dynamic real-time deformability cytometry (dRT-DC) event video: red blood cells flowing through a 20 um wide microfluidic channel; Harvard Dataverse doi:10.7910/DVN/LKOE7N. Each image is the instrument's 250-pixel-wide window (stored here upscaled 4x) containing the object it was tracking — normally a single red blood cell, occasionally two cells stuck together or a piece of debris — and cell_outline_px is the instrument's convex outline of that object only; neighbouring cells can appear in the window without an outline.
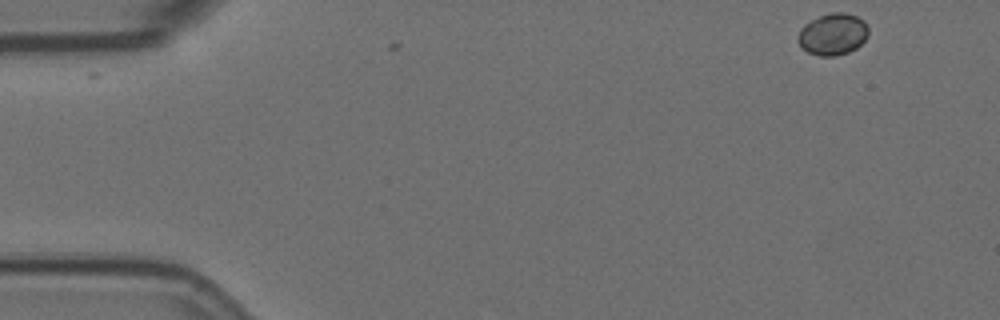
{"species": "Egyptian fruit bat (a non-hibernating species)", "species_latin": "Rousettus aegyptiacus", "temperature_condition": "room temperature", "stored_images_in_passage": 4, "camera_frame_rate_fps": 3000, "um_per_image_px": 0.085, "animal": {"sex": "female"}, "frame": {"image": 1, "passage_image": 1, "time_ms": 0.0, "image_size_px": [1000, 320], "cell_outline_px": [[868, 36], [856, 48], [848, 52], [836, 56], [820, 56], [808, 52], [800, 48], [796, 40], [796, 36], [800, 28], [804, 24], [820, 16], [832, 12], [844, 12], [856, 16], [864, 20], [868, 28]], "centroid_in_image_um": [70.75, 2.91], "position_along_channel_um": 14.2, "area_um2": 17.34}}
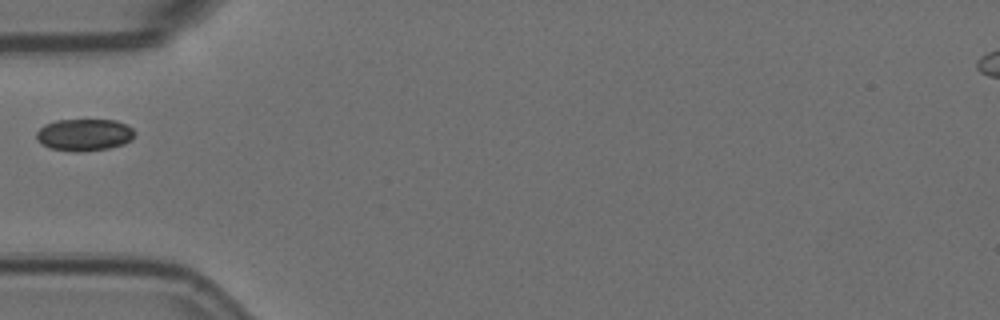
{"frame": {"image": 2, "passage_image": 4, "time_ms": 1.0, "image_size_px": [1000, 320], "cell_outline_px": [[136, 132], [132, 140], [124, 144], [108, 148], [80, 152], [76, 152], [48, 148], [36, 140], [36, 132], [44, 124], [56, 120], [116, 120], [132, 128]], "centroid_in_image_um": [7.15, 11.46], "position_along_channel_um": 77.9, "area_um2": 18.5}}